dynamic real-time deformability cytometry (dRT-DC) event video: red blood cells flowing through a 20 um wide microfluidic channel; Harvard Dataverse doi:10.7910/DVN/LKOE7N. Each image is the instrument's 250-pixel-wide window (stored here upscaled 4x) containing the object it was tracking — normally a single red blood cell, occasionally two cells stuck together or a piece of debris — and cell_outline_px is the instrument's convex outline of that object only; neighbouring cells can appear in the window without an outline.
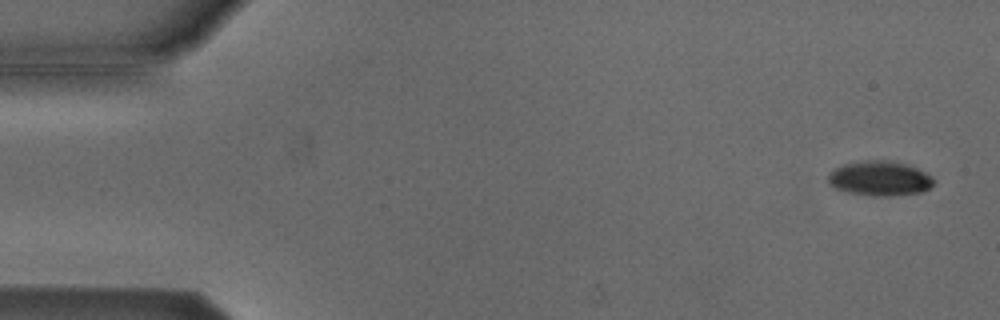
{"species": "Egyptian fruit bat (a non-hibernating species)", "species_latin": "Rousettus aegyptiacus", "temperature_condition": "cold", "stored_images_in_passage": 5, "camera_frame_rate_fps": 3000, "um_per_image_px": 0.085, "animal": {"sex": "male"}, "frame": {"image": 1, "passage_image": 1, "time_ms": 0.0, "image_size_px": [1000, 320], "cell_outline_px": [[936, 180], [928, 188], [920, 192], [888, 196], [872, 196], [848, 192], [836, 188], [828, 184], [828, 176], [836, 168], [844, 164], [864, 160], [884, 160], [908, 164], [932, 176]], "centroid_in_image_um": [74.78, 15.16], "position_along_channel_um": 10.2, "area_um2": 21.21}}
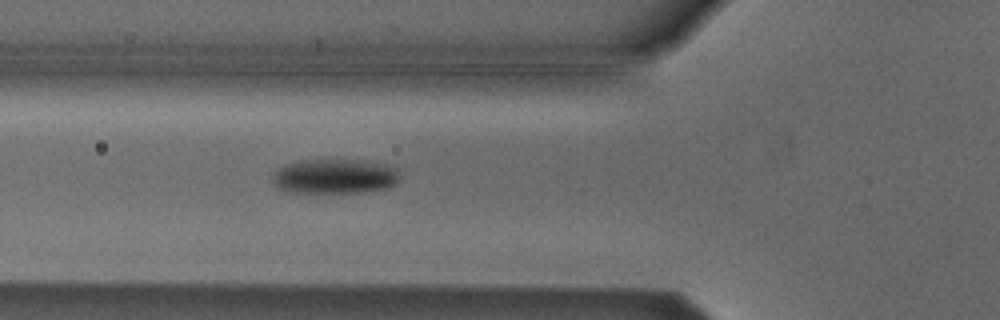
{"frame": {"image": 2, "passage_image": 5, "time_ms": 1.333, "image_size_px": [1000, 320], "cell_outline_px": [[400, 176], [396, 184], [388, 188], [364, 192], [288, 192], [280, 188], [276, 184], [276, 172], [284, 164], [304, 160], [360, 160], [388, 164], [396, 168]], "centroid_in_image_um": [28.55, 14.98], "position_along_channel_um": 97.2, "area_um2": 25.49}}